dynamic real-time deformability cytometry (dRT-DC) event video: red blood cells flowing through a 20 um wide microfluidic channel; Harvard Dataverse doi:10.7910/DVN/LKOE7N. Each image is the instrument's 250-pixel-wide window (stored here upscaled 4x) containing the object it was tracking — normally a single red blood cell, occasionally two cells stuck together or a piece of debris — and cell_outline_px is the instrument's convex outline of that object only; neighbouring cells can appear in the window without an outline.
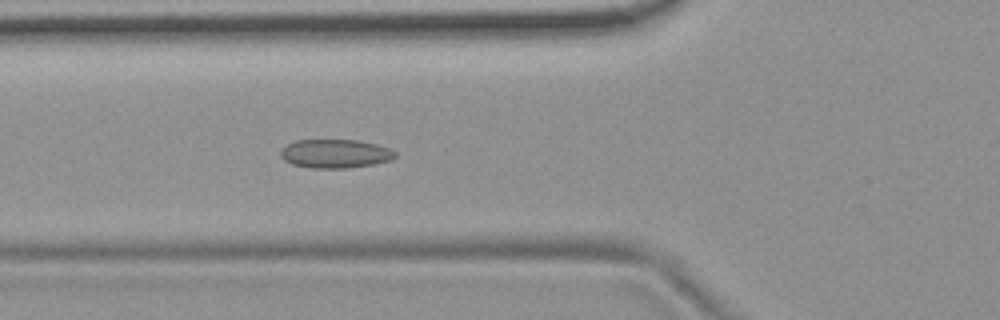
{"species": "common noctule bat (a hibernating species)", "species_latin": "Nyctalus noctula", "temperature_condition": "room temperature", "stored_images_in_passage": 53, "camera_frame_rate_fps": 3000, "um_per_image_px": 0.085, "animal": {"sex": "female", "body_mass_g": 19.9}, "frame": {"image": 1, "passage_image": 19, "time_ms": 6.0, "image_size_px": [1000, 320], "cell_outline_px": [[396, 156], [392, 160], [372, 164], [348, 168], [312, 168], [292, 164], [284, 160], [280, 156], [280, 152], [288, 144], [296, 140], [360, 140], [376, 144], [388, 148], [396, 152]], "centroid_in_image_um": [28.5, 13.06], "position_along_channel_um": 97.3, "area_um2": 19.13}}
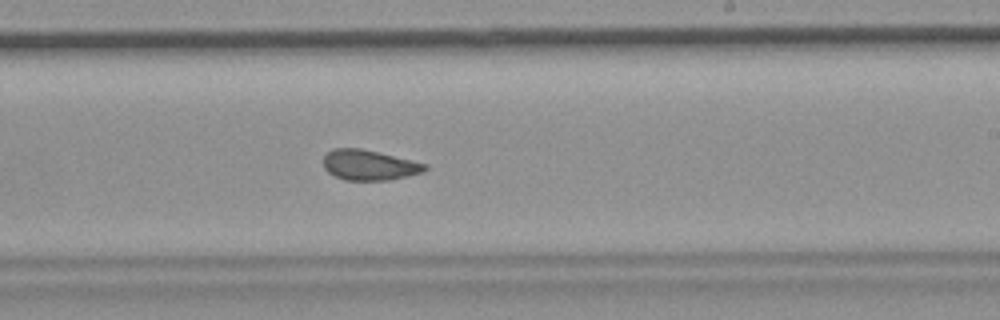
{"frame": {"image": 2, "passage_image": 32, "time_ms": 10.333, "image_size_px": [1000, 320], "cell_outline_px": [[428, 168], [424, 172], [408, 176], [388, 180], [344, 180], [328, 172], [324, 168], [324, 156], [332, 148], [360, 148], [428, 164]], "centroid_in_image_um": [31.39, 14.03], "position_along_channel_um": 257.6, "area_um2": 17.86}}
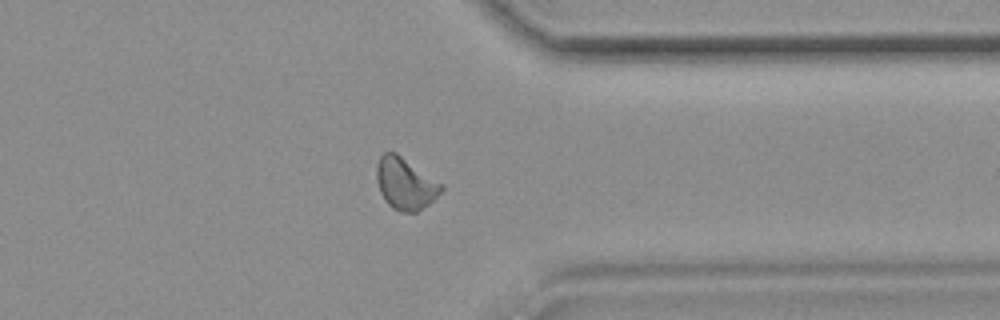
{"frame": {"image": 3, "passage_image": 42, "time_ms": 13.667, "image_size_px": [1000, 320], "cell_outline_px": [[444, 188], [428, 204], [416, 212], [400, 212], [392, 208], [384, 200], [380, 192], [376, 180], [376, 164], [380, 156], [384, 152], [396, 152], [444, 184]], "centroid_in_image_um": [34.43, 15.59], "position_along_channel_um": 377.0, "area_um2": 19.65}, "authors_computed_cell_mechanics": {"area_um2": 18.8428, "velocity_mm_per_s": 3.709, "shape_relaxation_time_tau1_ms": null, "shape_relaxation_time_tau2_ms": 1.5623, "deformation_change_tau1": null, "deformation_change_tau2": 0.079}}